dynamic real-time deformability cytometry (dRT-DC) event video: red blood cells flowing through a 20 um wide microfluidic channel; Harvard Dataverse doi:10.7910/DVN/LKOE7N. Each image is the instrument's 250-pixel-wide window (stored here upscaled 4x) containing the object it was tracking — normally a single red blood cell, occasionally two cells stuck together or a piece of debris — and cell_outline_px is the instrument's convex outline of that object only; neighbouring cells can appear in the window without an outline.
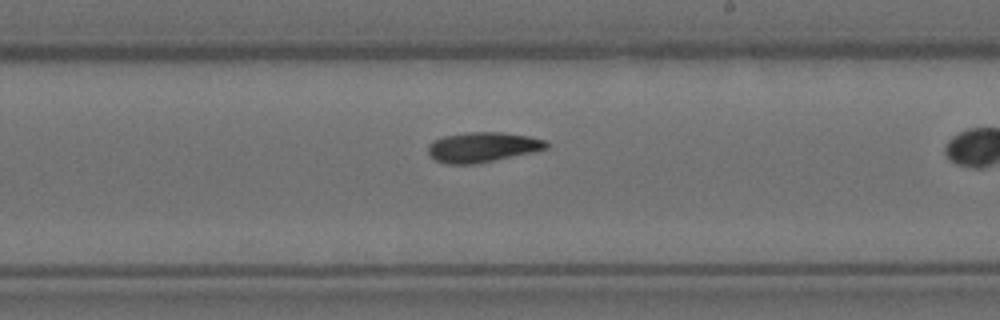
{"species": "Egyptian fruit bat (a non-hibernating species)", "species_latin": "Rousettus aegyptiacus", "temperature_condition": "room temperature", "stored_images_in_passage": 30, "camera_frame_rate_fps": 3000, "um_per_image_px": 0.085, "animal": {"sex": "female"}, "frame": {"image": 1, "passage_image": 19, "time_ms": 6.0, "image_size_px": [1000, 320], "cell_outline_px": [[548, 148], [532, 152], [476, 164], [448, 164], [436, 160], [428, 152], [428, 144], [444, 136], [464, 132], [500, 132], [528, 136], [548, 140]], "centroid_in_image_um": [41.03, 12.5], "position_along_channel_um": 248.0, "area_um2": 20.58}}